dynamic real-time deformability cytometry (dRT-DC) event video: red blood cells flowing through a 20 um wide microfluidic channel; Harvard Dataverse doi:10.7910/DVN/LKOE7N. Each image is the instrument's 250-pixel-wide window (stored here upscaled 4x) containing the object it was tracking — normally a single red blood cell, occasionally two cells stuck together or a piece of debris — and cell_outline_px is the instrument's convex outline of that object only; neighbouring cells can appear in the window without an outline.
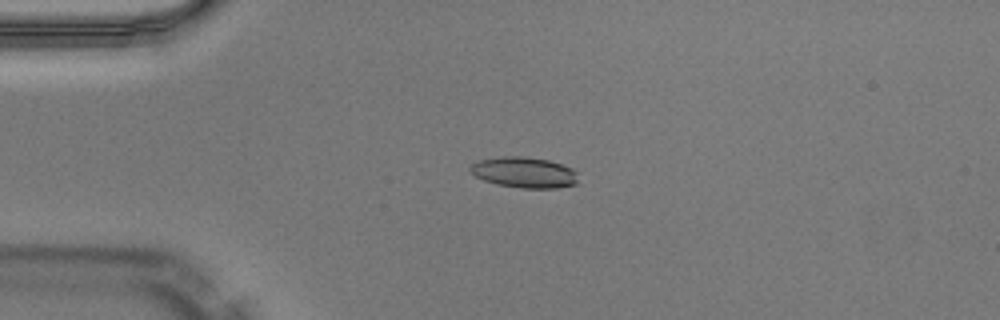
{"species": "Egyptian fruit bat (a non-hibernating species)", "species_latin": "Rousettus aegyptiacus", "temperature_condition": "warm", "stored_images_in_passage": 48, "camera_frame_rate_fps": 3000, "um_per_image_px": 0.085, "animal": {"sex": "male"}, "frame": {"image": 1, "passage_image": 10, "time_ms": 3.0, "image_size_px": [1000, 320], "cell_outline_px": [[576, 184], [556, 188], [520, 188], [496, 184], [484, 180], [476, 176], [468, 168], [472, 164], [480, 160], [504, 156], [520, 156], [548, 160], [572, 168], [576, 172]], "centroid_in_image_um": [44.55, 14.66], "position_along_channel_um": 40.5, "area_um2": 19.13}}
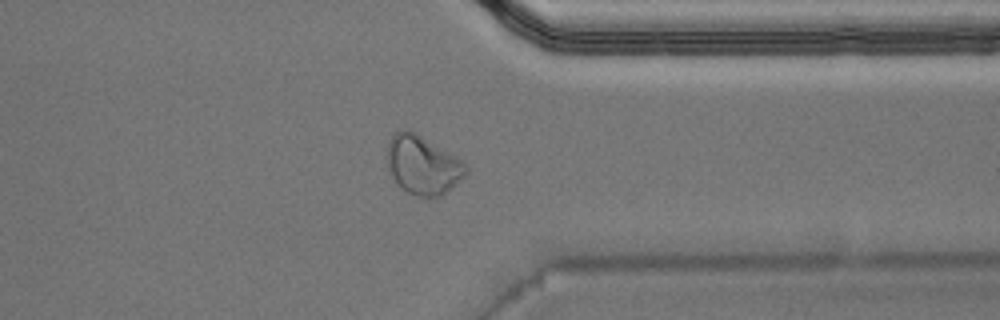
{"frame": {"image": 2, "passage_image": 37, "time_ms": 12.0, "image_size_px": [1000, 320], "cell_outline_px": [[468, 172], [456, 184], [440, 196], [420, 196], [408, 192], [388, 172], [384, 156], [388, 144], [392, 136], [396, 132], [408, 128], [416, 132], [456, 156], [468, 164]], "centroid_in_image_um": [35.92, 13.98], "position_along_channel_um": 375.5, "area_um2": 27.05}}
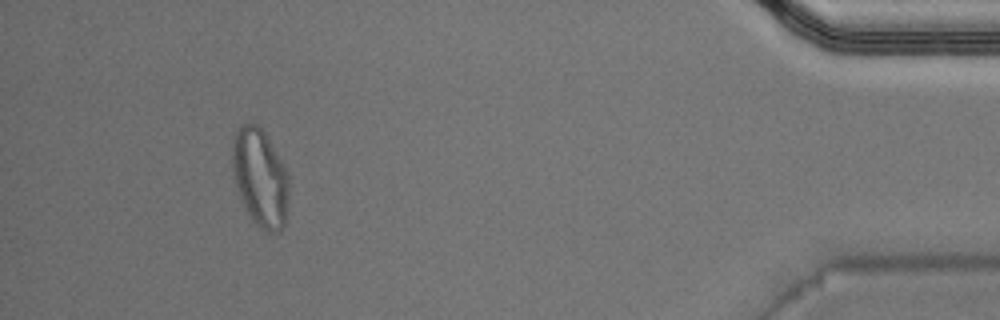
{"frame": {"image": 3, "passage_image": 44, "time_ms": 14.333, "image_size_px": [1000, 320], "cell_outline_px": [[288, 196], [284, 224], [276, 232], [268, 232], [260, 228], [252, 220], [240, 200], [232, 168], [232, 136], [236, 128], [240, 124], [248, 120], [252, 120], [264, 132], [280, 160], [288, 176]], "centroid_in_image_um": [22.06, 15.05], "position_along_channel_um": 413.1, "area_um2": 32.25}, "authors_computed_cell_mechanics": {"area_um2": 19.8832, "velocity_mm_per_s": 4.0676, "shape_relaxation_time_tau1_ms": 7.64, "shape_relaxation_time_tau2_ms": 2.1199, "deformation_change_tau1": 0.2644, "deformation_change_tau2": 0.073}}